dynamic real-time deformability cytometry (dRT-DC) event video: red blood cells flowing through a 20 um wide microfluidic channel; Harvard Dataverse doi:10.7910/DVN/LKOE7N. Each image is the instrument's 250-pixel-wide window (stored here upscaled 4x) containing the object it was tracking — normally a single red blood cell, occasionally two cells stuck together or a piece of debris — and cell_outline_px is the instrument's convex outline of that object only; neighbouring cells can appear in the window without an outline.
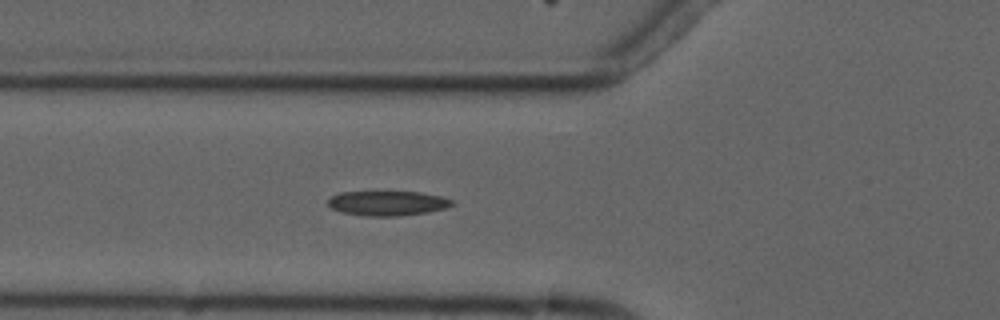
{"species": "common noctule bat (a hibernating species)", "species_latin": "Nyctalus noctula", "temperature_condition": "cold", "stored_images_in_passage": 3, "camera_frame_rate_fps": 3000, "um_per_image_px": 0.085, "animal": {"sex": "male", "forearm_length_mm": 52.5}, "frame": {"image": 1, "passage_image": 3, "time_ms": 2.333, "image_size_px": [1000, 320], "cell_outline_px": [[456, 204], [448, 208], [428, 212], [400, 216], [364, 216], [340, 212], [332, 208], [328, 204], [328, 200], [332, 196], [340, 192], [420, 192], [440, 196], [452, 200]], "centroid_in_image_um": [32.97, 17.28], "position_along_channel_um": 92.8, "area_um2": 17.98}}